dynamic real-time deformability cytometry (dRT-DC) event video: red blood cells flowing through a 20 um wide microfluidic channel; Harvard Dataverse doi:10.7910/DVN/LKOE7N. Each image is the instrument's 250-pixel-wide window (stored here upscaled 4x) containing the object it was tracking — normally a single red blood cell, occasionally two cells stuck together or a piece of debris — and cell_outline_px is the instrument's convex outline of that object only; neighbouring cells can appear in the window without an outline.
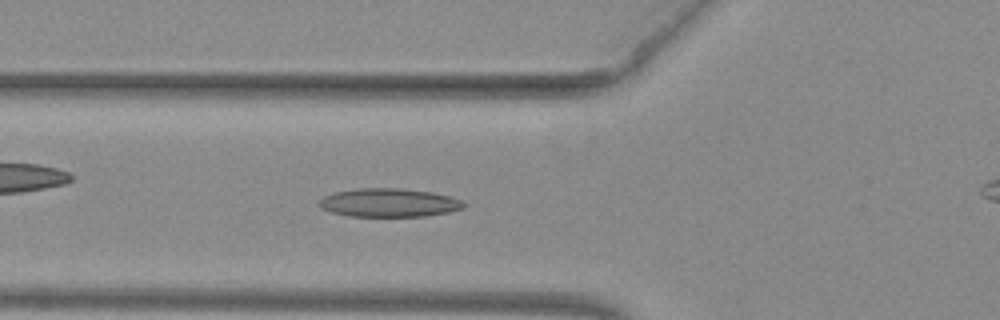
{"species": "common noctule bat (a hibernating species)", "species_latin": "Nyctalus noctula", "temperature_condition": "warm", "stored_images_in_passage": 16, "camera_frame_rate_fps": 3000, "um_per_image_px": 0.085, "animal": {"sex": "female", "body_mass_g": 29.2, "forearm_length_mm": 56.3}, "frame": {"image": 1, "passage_image": 3, "time_ms": 0.667, "image_size_px": [1000, 320], "cell_outline_px": [[468, 204], [464, 208], [448, 212], [424, 216], [348, 216], [332, 212], [324, 208], [320, 204], [320, 200], [324, 196], [332, 192], [356, 188], [400, 188], [432, 192], [464, 200]], "centroid_in_image_um": [33.11, 17.22], "position_along_channel_um": 92.7, "area_um2": 24.04}}
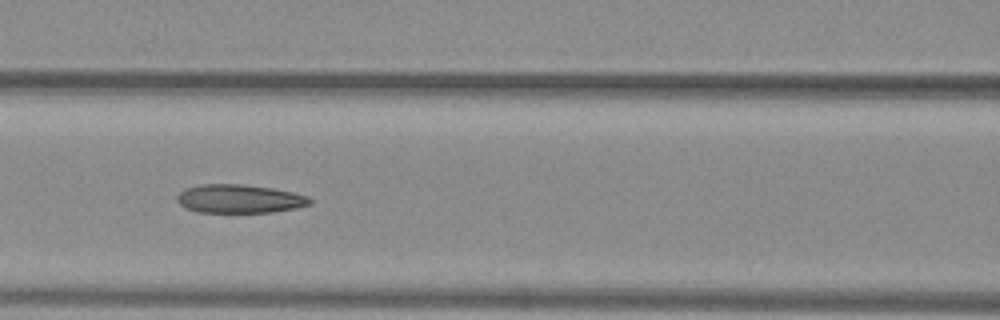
{"frame": {"image": 2, "passage_image": 7, "time_ms": 2.0, "image_size_px": [1000, 320], "cell_outline_px": [[312, 204], [296, 208], [272, 212], [196, 212], [184, 208], [176, 200], [176, 196], [180, 192], [188, 188], [204, 184], [240, 184], [272, 188], [292, 192], [308, 196], [312, 200]], "centroid_in_image_um": [20.35, 16.9], "position_along_channel_um": 146.2, "area_um2": 22.08}}
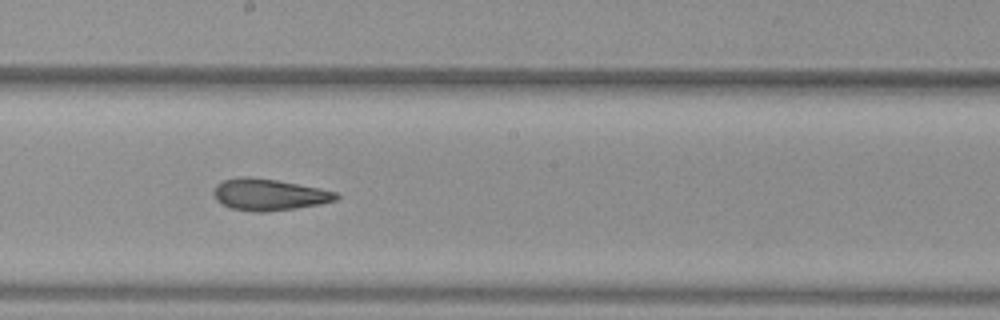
{"frame": {"image": 3, "passage_image": 13, "time_ms": 4.0, "image_size_px": [1000, 320], "cell_outline_px": [[340, 196], [336, 200], [320, 204], [296, 208], [264, 212], [252, 212], [232, 208], [220, 204], [216, 200], [212, 192], [216, 184], [224, 180], [240, 176], [252, 176], [276, 180], [320, 188], [336, 192]], "centroid_in_image_um": [22.82, 16.54], "position_along_channel_um": 225.4, "area_um2": 22.72}}